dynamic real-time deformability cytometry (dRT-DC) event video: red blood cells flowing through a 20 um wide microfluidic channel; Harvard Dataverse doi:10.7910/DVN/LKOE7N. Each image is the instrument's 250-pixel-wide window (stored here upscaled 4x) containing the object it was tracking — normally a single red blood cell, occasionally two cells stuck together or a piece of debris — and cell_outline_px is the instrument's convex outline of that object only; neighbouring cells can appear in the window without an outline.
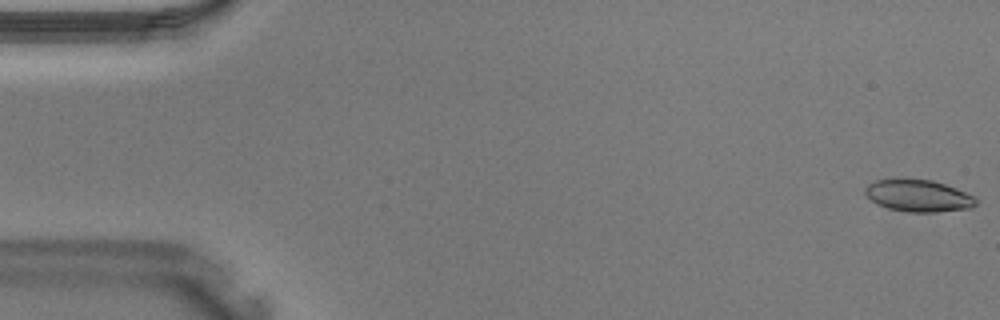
{"species": "Egyptian fruit bat (a non-hibernating species)", "species_latin": "Rousettus aegyptiacus", "temperature_condition": "warm", "stored_images_in_passage": 11, "camera_frame_rate_fps": 3000, "um_per_image_px": 0.085, "animal": {"sex": "male"}, "frame": {"image": 1, "passage_image": 1, "time_ms": 0.0, "image_size_px": [1000, 320], "cell_outline_px": [[976, 204], [972, 208], [936, 212], [908, 212], [888, 208], [876, 204], [864, 192], [864, 188], [868, 184], [876, 180], [892, 176], [904, 176], [932, 180], [956, 188], [976, 196]], "centroid_in_image_um": [78.02, 16.59], "position_along_channel_um": 7.0, "area_um2": 21.44}}
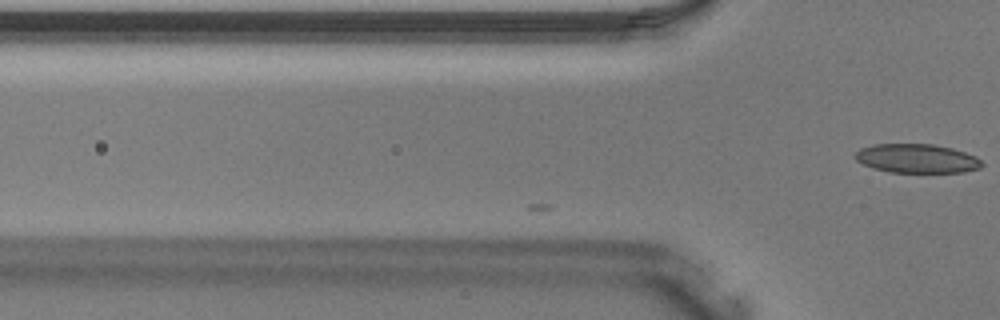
{"frame": {"image": 2, "passage_image": 11, "time_ms": 3.333, "image_size_px": [1000, 320], "cell_outline_px": [[984, 164], [980, 168], [964, 172], [888, 172], [864, 164], [856, 160], [856, 152], [860, 148], [872, 144], [932, 144], [952, 148], [976, 156]], "centroid_in_image_um": [77.95, 13.46], "position_along_channel_um": 47.8, "area_um2": 21.27}}